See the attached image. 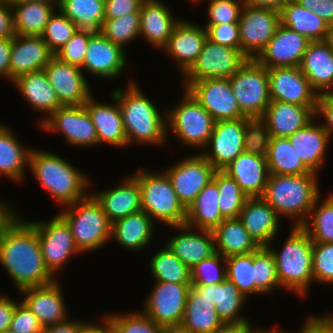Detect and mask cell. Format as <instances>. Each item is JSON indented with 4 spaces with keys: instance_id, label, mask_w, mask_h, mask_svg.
<instances>
[{
    "instance_id": "cell-1",
    "label": "cell",
    "mask_w": 333,
    "mask_h": 333,
    "mask_svg": "<svg viewBox=\"0 0 333 333\" xmlns=\"http://www.w3.org/2000/svg\"><path fill=\"white\" fill-rule=\"evenodd\" d=\"M17 213L0 228V264L19 292L51 284L56 278L44 265L36 228Z\"/></svg>"
},
{
    "instance_id": "cell-2",
    "label": "cell",
    "mask_w": 333,
    "mask_h": 333,
    "mask_svg": "<svg viewBox=\"0 0 333 333\" xmlns=\"http://www.w3.org/2000/svg\"><path fill=\"white\" fill-rule=\"evenodd\" d=\"M137 84L130 80L124 91L118 87L111 92L119 104L127 144H167L166 115L160 113Z\"/></svg>"
},
{
    "instance_id": "cell-3",
    "label": "cell",
    "mask_w": 333,
    "mask_h": 333,
    "mask_svg": "<svg viewBox=\"0 0 333 333\" xmlns=\"http://www.w3.org/2000/svg\"><path fill=\"white\" fill-rule=\"evenodd\" d=\"M28 167L41 187L63 207L88 196L90 178L57 153L32 147Z\"/></svg>"
},
{
    "instance_id": "cell-4",
    "label": "cell",
    "mask_w": 333,
    "mask_h": 333,
    "mask_svg": "<svg viewBox=\"0 0 333 333\" xmlns=\"http://www.w3.org/2000/svg\"><path fill=\"white\" fill-rule=\"evenodd\" d=\"M314 172L301 175L270 174L261 196L281 218L293 219L301 226L308 218L316 199L321 195L318 176Z\"/></svg>"
},
{
    "instance_id": "cell-5",
    "label": "cell",
    "mask_w": 333,
    "mask_h": 333,
    "mask_svg": "<svg viewBox=\"0 0 333 333\" xmlns=\"http://www.w3.org/2000/svg\"><path fill=\"white\" fill-rule=\"evenodd\" d=\"M284 242L281 251L267 246L275 258L279 285L304 298L313 281V242L301 226H293Z\"/></svg>"
},
{
    "instance_id": "cell-6",
    "label": "cell",
    "mask_w": 333,
    "mask_h": 333,
    "mask_svg": "<svg viewBox=\"0 0 333 333\" xmlns=\"http://www.w3.org/2000/svg\"><path fill=\"white\" fill-rule=\"evenodd\" d=\"M58 214L69 225L75 244L82 253L103 248L111 240L112 224L91 194L63 207Z\"/></svg>"
},
{
    "instance_id": "cell-7",
    "label": "cell",
    "mask_w": 333,
    "mask_h": 333,
    "mask_svg": "<svg viewBox=\"0 0 333 333\" xmlns=\"http://www.w3.org/2000/svg\"><path fill=\"white\" fill-rule=\"evenodd\" d=\"M141 190L142 210L155 222L165 225H185L187 209L178 199L171 181L163 171L160 173L138 170L133 175Z\"/></svg>"
},
{
    "instance_id": "cell-8",
    "label": "cell",
    "mask_w": 333,
    "mask_h": 333,
    "mask_svg": "<svg viewBox=\"0 0 333 333\" xmlns=\"http://www.w3.org/2000/svg\"><path fill=\"white\" fill-rule=\"evenodd\" d=\"M176 105L166 111L167 137L172 130L184 146L204 150L213 131L214 119L186 89Z\"/></svg>"
},
{
    "instance_id": "cell-9",
    "label": "cell",
    "mask_w": 333,
    "mask_h": 333,
    "mask_svg": "<svg viewBox=\"0 0 333 333\" xmlns=\"http://www.w3.org/2000/svg\"><path fill=\"white\" fill-rule=\"evenodd\" d=\"M229 81L241 113L250 119L261 118L271 102L268 69L248 59Z\"/></svg>"
},
{
    "instance_id": "cell-10",
    "label": "cell",
    "mask_w": 333,
    "mask_h": 333,
    "mask_svg": "<svg viewBox=\"0 0 333 333\" xmlns=\"http://www.w3.org/2000/svg\"><path fill=\"white\" fill-rule=\"evenodd\" d=\"M247 60L239 49L206 39L197 61L183 75V87L187 90L194 82L205 79L230 78Z\"/></svg>"
},
{
    "instance_id": "cell-11",
    "label": "cell",
    "mask_w": 333,
    "mask_h": 333,
    "mask_svg": "<svg viewBox=\"0 0 333 333\" xmlns=\"http://www.w3.org/2000/svg\"><path fill=\"white\" fill-rule=\"evenodd\" d=\"M29 222L37 230L44 265L55 278L56 273L71 257L81 253L70 227L59 214L46 221Z\"/></svg>"
},
{
    "instance_id": "cell-12",
    "label": "cell",
    "mask_w": 333,
    "mask_h": 333,
    "mask_svg": "<svg viewBox=\"0 0 333 333\" xmlns=\"http://www.w3.org/2000/svg\"><path fill=\"white\" fill-rule=\"evenodd\" d=\"M190 286L191 283L155 281L142 311L160 326L180 327Z\"/></svg>"
},
{
    "instance_id": "cell-13",
    "label": "cell",
    "mask_w": 333,
    "mask_h": 333,
    "mask_svg": "<svg viewBox=\"0 0 333 333\" xmlns=\"http://www.w3.org/2000/svg\"><path fill=\"white\" fill-rule=\"evenodd\" d=\"M40 119L41 129L61 132L68 144L76 147L98 145L95 126L84 105L61 106L48 117Z\"/></svg>"
},
{
    "instance_id": "cell-14",
    "label": "cell",
    "mask_w": 333,
    "mask_h": 333,
    "mask_svg": "<svg viewBox=\"0 0 333 333\" xmlns=\"http://www.w3.org/2000/svg\"><path fill=\"white\" fill-rule=\"evenodd\" d=\"M280 24V11L244 4L238 22L241 52L255 59L265 48Z\"/></svg>"
},
{
    "instance_id": "cell-15",
    "label": "cell",
    "mask_w": 333,
    "mask_h": 333,
    "mask_svg": "<svg viewBox=\"0 0 333 333\" xmlns=\"http://www.w3.org/2000/svg\"><path fill=\"white\" fill-rule=\"evenodd\" d=\"M216 169L199 152L164 170L183 206L188 209L213 179Z\"/></svg>"
},
{
    "instance_id": "cell-16",
    "label": "cell",
    "mask_w": 333,
    "mask_h": 333,
    "mask_svg": "<svg viewBox=\"0 0 333 333\" xmlns=\"http://www.w3.org/2000/svg\"><path fill=\"white\" fill-rule=\"evenodd\" d=\"M249 119L243 117L214 123L212 134L205 147L206 150H202L205 152L199 151V153H202L216 170H223L244 152L245 125Z\"/></svg>"
},
{
    "instance_id": "cell-17",
    "label": "cell",
    "mask_w": 333,
    "mask_h": 333,
    "mask_svg": "<svg viewBox=\"0 0 333 333\" xmlns=\"http://www.w3.org/2000/svg\"><path fill=\"white\" fill-rule=\"evenodd\" d=\"M187 90L207 110L215 122L245 117L234 96L229 78L196 81Z\"/></svg>"
},
{
    "instance_id": "cell-18",
    "label": "cell",
    "mask_w": 333,
    "mask_h": 333,
    "mask_svg": "<svg viewBox=\"0 0 333 333\" xmlns=\"http://www.w3.org/2000/svg\"><path fill=\"white\" fill-rule=\"evenodd\" d=\"M44 71L63 106L84 105L93 94L82 69L63 62L56 56Z\"/></svg>"
},
{
    "instance_id": "cell-19",
    "label": "cell",
    "mask_w": 333,
    "mask_h": 333,
    "mask_svg": "<svg viewBox=\"0 0 333 333\" xmlns=\"http://www.w3.org/2000/svg\"><path fill=\"white\" fill-rule=\"evenodd\" d=\"M310 41L296 31L279 24L274 36L255 60L266 67H300Z\"/></svg>"
},
{
    "instance_id": "cell-20",
    "label": "cell",
    "mask_w": 333,
    "mask_h": 333,
    "mask_svg": "<svg viewBox=\"0 0 333 333\" xmlns=\"http://www.w3.org/2000/svg\"><path fill=\"white\" fill-rule=\"evenodd\" d=\"M268 77L271 100L317 106L318 94L312 89L300 67L270 68Z\"/></svg>"
},
{
    "instance_id": "cell-21",
    "label": "cell",
    "mask_w": 333,
    "mask_h": 333,
    "mask_svg": "<svg viewBox=\"0 0 333 333\" xmlns=\"http://www.w3.org/2000/svg\"><path fill=\"white\" fill-rule=\"evenodd\" d=\"M126 51L113 44L100 31L89 38L82 71L98 78L115 79L127 65Z\"/></svg>"
},
{
    "instance_id": "cell-22",
    "label": "cell",
    "mask_w": 333,
    "mask_h": 333,
    "mask_svg": "<svg viewBox=\"0 0 333 333\" xmlns=\"http://www.w3.org/2000/svg\"><path fill=\"white\" fill-rule=\"evenodd\" d=\"M207 39L205 27L181 19L174 27L171 37L162 49L175 60L183 76L197 61Z\"/></svg>"
},
{
    "instance_id": "cell-23",
    "label": "cell",
    "mask_w": 333,
    "mask_h": 333,
    "mask_svg": "<svg viewBox=\"0 0 333 333\" xmlns=\"http://www.w3.org/2000/svg\"><path fill=\"white\" fill-rule=\"evenodd\" d=\"M60 284L55 280L45 286L19 291L24 295L21 301L38 318L43 327L61 323L69 318Z\"/></svg>"
},
{
    "instance_id": "cell-24",
    "label": "cell",
    "mask_w": 333,
    "mask_h": 333,
    "mask_svg": "<svg viewBox=\"0 0 333 333\" xmlns=\"http://www.w3.org/2000/svg\"><path fill=\"white\" fill-rule=\"evenodd\" d=\"M54 56L42 36L16 34L10 54V82L23 74L44 70Z\"/></svg>"
},
{
    "instance_id": "cell-25",
    "label": "cell",
    "mask_w": 333,
    "mask_h": 333,
    "mask_svg": "<svg viewBox=\"0 0 333 333\" xmlns=\"http://www.w3.org/2000/svg\"><path fill=\"white\" fill-rule=\"evenodd\" d=\"M316 109L317 106H301L271 100L260 119L265 123L272 138H288L316 117Z\"/></svg>"
},
{
    "instance_id": "cell-26",
    "label": "cell",
    "mask_w": 333,
    "mask_h": 333,
    "mask_svg": "<svg viewBox=\"0 0 333 333\" xmlns=\"http://www.w3.org/2000/svg\"><path fill=\"white\" fill-rule=\"evenodd\" d=\"M178 229L176 236L166 241L170 250L189 268L216 253L213 232L187 225L171 226Z\"/></svg>"
},
{
    "instance_id": "cell-27",
    "label": "cell",
    "mask_w": 333,
    "mask_h": 333,
    "mask_svg": "<svg viewBox=\"0 0 333 333\" xmlns=\"http://www.w3.org/2000/svg\"><path fill=\"white\" fill-rule=\"evenodd\" d=\"M90 194L101 205L111 224L142 210L141 190L133 174L125 177L118 187Z\"/></svg>"
},
{
    "instance_id": "cell-28",
    "label": "cell",
    "mask_w": 333,
    "mask_h": 333,
    "mask_svg": "<svg viewBox=\"0 0 333 333\" xmlns=\"http://www.w3.org/2000/svg\"><path fill=\"white\" fill-rule=\"evenodd\" d=\"M238 218L259 246L271 245L282 222L276 211L262 197L248 198Z\"/></svg>"
},
{
    "instance_id": "cell-29",
    "label": "cell",
    "mask_w": 333,
    "mask_h": 333,
    "mask_svg": "<svg viewBox=\"0 0 333 333\" xmlns=\"http://www.w3.org/2000/svg\"><path fill=\"white\" fill-rule=\"evenodd\" d=\"M300 69L318 95L333 93V52L326 40L310 41Z\"/></svg>"
},
{
    "instance_id": "cell-30",
    "label": "cell",
    "mask_w": 333,
    "mask_h": 333,
    "mask_svg": "<svg viewBox=\"0 0 333 333\" xmlns=\"http://www.w3.org/2000/svg\"><path fill=\"white\" fill-rule=\"evenodd\" d=\"M114 104L98 102L93 95L84 103L96 129L98 145L126 147L127 139L118 101L112 94Z\"/></svg>"
},
{
    "instance_id": "cell-31",
    "label": "cell",
    "mask_w": 333,
    "mask_h": 333,
    "mask_svg": "<svg viewBox=\"0 0 333 333\" xmlns=\"http://www.w3.org/2000/svg\"><path fill=\"white\" fill-rule=\"evenodd\" d=\"M222 171L236 181L248 198L263 195L270 175L266 157L245 152Z\"/></svg>"
},
{
    "instance_id": "cell-32",
    "label": "cell",
    "mask_w": 333,
    "mask_h": 333,
    "mask_svg": "<svg viewBox=\"0 0 333 333\" xmlns=\"http://www.w3.org/2000/svg\"><path fill=\"white\" fill-rule=\"evenodd\" d=\"M175 19L162 1L144 0L140 8V36L156 49H163L172 35Z\"/></svg>"
},
{
    "instance_id": "cell-33",
    "label": "cell",
    "mask_w": 333,
    "mask_h": 333,
    "mask_svg": "<svg viewBox=\"0 0 333 333\" xmlns=\"http://www.w3.org/2000/svg\"><path fill=\"white\" fill-rule=\"evenodd\" d=\"M315 119L316 117L288 138L304 165L318 174L325 162L330 136Z\"/></svg>"
},
{
    "instance_id": "cell-34",
    "label": "cell",
    "mask_w": 333,
    "mask_h": 333,
    "mask_svg": "<svg viewBox=\"0 0 333 333\" xmlns=\"http://www.w3.org/2000/svg\"><path fill=\"white\" fill-rule=\"evenodd\" d=\"M192 286L215 305L216 312L224 324L249 322L248 318L240 314L247 298L227 278L220 284Z\"/></svg>"
},
{
    "instance_id": "cell-35",
    "label": "cell",
    "mask_w": 333,
    "mask_h": 333,
    "mask_svg": "<svg viewBox=\"0 0 333 333\" xmlns=\"http://www.w3.org/2000/svg\"><path fill=\"white\" fill-rule=\"evenodd\" d=\"M155 223L143 210L117 220L111 227V239L127 250L146 248L154 236Z\"/></svg>"
},
{
    "instance_id": "cell-36",
    "label": "cell",
    "mask_w": 333,
    "mask_h": 333,
    "mask_svg": "<svg viewBox=\"0 0 333 333\" xmlns=\"http://www.w3.org/2000/svg\"><path fill=\"white\" fill-rule=\"evenodd\" d=\"M12 84L16 86L22 97L29 103L30 108L45 112L46 117L63 106L50 85L44 70L18 76Z\"/></svg>"
},
{
    "instance_id": "cell-37",
    "label": "cell",
    "mask_w": 333,
    "mask_h": 333,
    "mask_svg": "<svg viewBox=\"0 0 333 333\" xmlns=\"http://www.w3.org/2000/svg\"><path fill=\"white\" fill-rule=\"evenodd\" d=\"M223 325L215 305L191 285L180 328L188 333H213Z\"/></svg>"
},
{
    "instance_id": "cell-38",
    "label": "cell",
    "mask_w": 333,
    "mask_h": 333,
    "mask_svg": "<svg viewBox=\"0 0 333 333\" xmlns=\"http://www.w3.org/2000/svg\"><path fill=\"white\" fill-rule=\"evenodd\" d=\"M212 232L216 252L225 258L252 253L260 247L239 218H225Z\"/></svg>"
},
{
    "instance_id": "cell-39",
    "label": "cell",
    "mask_w": 333,
    "mask_h": 333,
    "mask_svg": "<svg viewBox=\"0 0 333 333\" xmlns=\"http://www.w3.org/2000/svg\"><path fill=\"white\" fill-rule=\"evenodd\" d=\"M14 132L0 122V175L19 182L25 178L31 147L22 146Z\"/></svg>"
},
{
    "instance_id": "cell-40",
    "label": "cell",
    "mask_w": 333,
    "mask_h": 333,
    "mask_svg": "<svg viewBox=\"0 0 333 333\" xmlns=\"http://www.w3.org/2000/svg\"><path fill=\"white\" fill-rule=\"evenodd\" d=\"M219 198L217 184L212 180L187 209L185 225L213 231L225 219L219 209Z\"/></svg>"
},
{
    "instance_id": "cell-41",
    "label": "cell",
    "mask_w": 333,
    "mask_h": 333,
    "mask_svg": "<svg viewBox=\"0 0 333 333\" xmlns=\"http://www.w3.org/2000/svg\"><path fill=\"white\" fill-rule=\"evenodd\" d=\"M280 24L298 32L309 41L326 40L330 26L311 10H306L294 0L280 10Z\"/></svg>"
},
{
    "instance_id": "cell-42",
    "label": "cell",
    "mask_w": 333,
    "mask_h": 333,
    "mask_svg": "<svg viewBox=\"0 0 333 333\" xmlns=\"http://www.w3.org/2000/svg\"><path fill=\"white\" fill-rule=\"evenodd\" d=\"M14 31L17 35H36L44 33L46 24L58 8L45 2H11Z\"/></svg>"
},
{
    "instance_id": "cell-43",
    "label": "cell",
    "mask_w": 333,
    "mask_h": 333,
    "mask_svg": "<svg viewBox=\"0 0 333 333\" xmlns=\"http://www.w3.org/2000/svg\"><path fill=\"white\" fill-rule=\"evenodd\" d=\"M266 158L269 174L301 175L311 173L287 137H271Z\"/></svg>"
},
{
    "instance_id": "cell-44",
    "label": "cell",
    "mask_w": 333,
    "mask_h": 333,
    "mask_svg": "<svg viewBox=\"0 0 333 333\" xmlns=\"http://www.w3.org/2000/svg\"><path fill=\"white\" fill-rule=\"evenodd\" d=\"M105 0H61L58 9L79 29L100 31L105 21Z\"/></svg>"
},
{
    "instance_id": "cell-45",
    "label": "cell",
    "mask_w": 333,
    "mask_h": 333,
    "mask_svg": "<svg viewBox=\"0 0 333 333\" xmlns=\"http://www.w3.org/2000/svg\"><path fill=\"white\" fill-rule=\"evenodd\" d=\"M155 281L191 283V270L164 244L149 263Z\"/></svg>"
},
{
    "instance_id": "cell-46",
    "label": "cell",
    "mask_w": 333,
    "mask_h": 333,
    "mask_svg": "<svg viewBox=\"0 0 333 333\" xmlns=\"http://www.w3.org/2000/svg\"><path fill=\"white\" fill-rule=\"evenodd\" d=\"M320 199L321 195L316 199L307 220L301 227L312 242H333V193H330L321 204H319Z\"/></svg>"
},
{
    "instance_id": "cell-47",
    "label": "cell",
    "mask_w": 333,
    "mask_h": 333,
    "mask_svg": "<svg viewBox=\"0 0 333 333\" xmlns=\"http://www.w3.org/2000/svg\"><path fill=\"white\" fill-rule=\"evenodd\" d=\"M219 192V209L225 218H238L248 199L236 181L222 170H216L213 179Z\"/></svg>"
},
{
    "instance_id": "cell-48",
    "label": "cell",
    "mask_w": 333,
    "mask_h": 333,
    "mask_svg": "<svg viewBox=\"0 0 333 333\" xmlns=\"http://www.w3.org/2000/svg\"><path fill=\"white\" fill-rule=\"evenodd\" d=\"M253 267H255V293L268 295L273 293L276 287H280L275 258L267 246H260L253 252Z\"/></svg>"
},
{
    "instance_id": "cell-49",
    "label": "cell",
    "mask_w": 333,
    "mask_h": 333,
    "mask_svg": "<svg viewBox=\"0 0 333 333\" xmlns=\"http://www.w3.org/2000/svg\"><path fill=\"white\" fill-rule=\"evenodd\" d=\"M100 32L113 44L126 51L125 45L140 36V13H129L119 18L105 20Z\"/></svg>"
},
{
    "instance_id": "cell-50",
    "label": "cell",
    "mask_w": 333,
    "mask_h": 333,
    "mask_svg": "<svg viewBox=\"0 0 333 333\" xmlns=\"http://www.w3.org/2000/svg\"><path fill=\"white\" fill-rule=\"evenodd\" d=\"M226 275L246 298L255 293L253 252L226 258Z\"/></svg>"
},
{
    "instance_id": "cell-51",
    "label": "cell",
    "mask_w": 333,
    "mask_h": 333,
    "mask_svg": "<svg viewBox=\"0 0 333 333\" xmlns=\"http://www.w3.org/2000/svg\"><path fill=\"white\" fill-rule=\"evenodd\" d=\"M112 333H164L165 327L156 324L143 311L128 314H105Z\"/></svg>"
},
{
    "instance_id": "cell-52",
    "label": "cell",
    "mask_w": 333,
    "mask_h": 333,
    "mask_svg": "<svg viewBox=\"0 0 333 333\" xmlns=\"http://www.w3.org/2000/svg\"><path fill=\"white\" fill-rule=\"evenodd\" d=\"M57 11L50 17L44 33L41 35L54 54H56L79 29L59 9Z\"/></svg>"
},
{
    "instance_id": "cell-53",
    "label": "cell",
    "mask_w": 333,
    "mask_h": 333,
    "mask_svg": "<svg viewBox=\"0 0 333 333\" xmlns=\"http://www.w3.org/2000/svg\"><path fill=\"white\" fill-rule=\"evenodd\" d=\"M190 270L191 285L220 284L227 278L226 258L216 252Z\"/></svg>"
},
{
    "instance_id": "cell-54",
    "label": "cell",
    "mask_w": 333,
    "mask_h": 333,
    "mask_svg": "<svg viewBox=\"0 0 333 333\" xmlns=\"http://www.w3.org/2000/svg\"><path fill=\"white\" fill-rule=\"evenodd\" d=\"M271 136L260 118L249 119L245 125L244 152L267 157Z\"/></svg>"
},
{
    "instance_id": "cell-55",
    "label": "cell",
    "mask_w": 333,
    "mask_h": 333,
    "mask_svg": "<svg viewBox=\"0 0 333 333\" xmlns=\"http://www.w3.org/2000/svg\"><path fill=\"white\" fill-rule=\"evenodd\" d=\"M313 282L333 284V242H313Z\"/></svg>"
},
{
    "instance_id": "cell-56",
    "label": "cell",
    "mask_w": 333,
    "mask_h": 333,
    "mask_svg": "<svg viewBox=\"0 0 333 333\" xmlns=\"http://www.w3.org/2000/svg\"><path fill=\"white\" fill-rule=\"evenodd\" d=\"M94 32L89 29H78L55 56L63 62L82 69L89 38Z\"/></svg>"
},
{
    "instance_id": "cell-57",
    "label": "cell",
    "mask_w": 333,
    "mask_h": 333,
    "mask_svg": "<svg viewBox=\"0 0 333 333\" xmlns=\"http://www.w3.org/2000/svg\"><path fill=\"white\" fill-rule=\"evenodd\" d=\"M245 0H210L207 24L238 23Z\"/></svg>"
},
{
    "instance_id": "cell-58",
    "label": "cell",
    "mask_w": 333,
    "mask_h": 333,
    "mask_svg": "<svg viewBox=\"0 0 333 333\" xmlns=\"http://www.w3.org/2000/svg\"><path fill=\"white\" fill-rule=\"evenodd\" d=\"M207 39L216 44L229 46L241 51L238 23L205 24Z\"/></svg>"
},
{
    "instance_id": "cell-59",
    "label": "cell",
    "mask_w": 333,
    "mask_h": 333,
    "mask_svg": "<svg viewBox=\"0 0 333 333\" xmlns=\"http://www.w3.org/2000/svg\"><path fill=\"white\" fill-rule=\"evenodd\" d=\"M38 318L21 301L16 304L9 331L11 333H42Z\"/></svg>"
},
{
    "instance_id": "cell-60",
    "label": "cell",
    "mask_w": 333,
    "mask_h": 333,
    "mask_svg": "<svg viewBox=\"0 0 333 333\" xmlns=\"http://www.w3.org/2000/svg\"><path fill=\"white\" fill-rule=\"evenodd\" d=\"M144 0H105V20L115 19L129 13H140Z\"/></svg>"
},
{
    "instance_id": "cell-61",
    "label": "cell",
    "mask_w": 333,
    "mask_h": 333,
    "mask_svg": "<svg viewBox=\"0 0 333 333\" xmlns=\"http://www.w3.org/2000/svg\"><path fill=\"white\" fill-rule=\"evenodd\" d=\"M297 333H333V315L309 316Z\"/></svg>"
},
{
    "instance_id": "cell-62",
    "label": "cell",
    "mask_w": 333,
    "mask_h": 333,
    "mask_svg": "<svg viewBox=\"0 0 333 333\" xmlns=\"http://www.w3.org/2000/svg\"><path fill=\"white\" fill-rule=\"evenodd\" d=\"M306 10H311L330 27L333 26V0H294Z\"/></svg>"
},
{
    "instance_id": "cell-63",
    "label": "cell",
    "mask_w": 333,
    "mask_h": 333,
    "mask_svg": "<svg viewBox=\"0 0 333 333\" xmlns=\"http://www.w3.org/2000/svg\"><path fill=\"white\" fill-rule=\"evenodd\" d=\"M315 115L316 118L323 116L326 122L321 124L331 138L333 134V93L318 95Z\"/></svg>"
},
{
    "instance_id": "cell-64",
    "label": "cell",
    "mask_w": 333,
    "mask_h": 333,
    "mask_svg": "<svg viewBox=\"0 0 333 333\" xmlns=\"http://www.w3.org/2000/svg\"><path fill=\"white\" fill-rule=\"evenodd\" d=\"M15 35L11 0H0V38H14Z\"/></svg>"
},
{
    "instance_id": "cell-65",
    "label": "cell",
    "mask_w": 333,
    "mask_h": 333,
    "mask_svg": "<svg viewBox=\"0 0 333 333\" xmlns=\"http://www.w3.org/2000/svg\"><path fill=\"white\" fill-rule=\"evenodd\" d=\"M16 304L8 295H0V333L9 331Z\"/></svg>"
},
{
    "instance_id": "cell-66",
    "label": "cell",
    "mask_w": 333,
    "mask_h": 333,
    "mask_svg": "<svg viewBox=\"0 0 333 333\" xmlns=\"http://www.w3.org/2000/svg\"><path fill=\"white\" fill-rule=\"evenodd\" d=\"M13 38H0V77L10 81V54Z\"/></svg>"
},
{
    "instance_id": "cell-67",
    "label": "cell",
    "mask_w": 333,
    "mask_h": 333,
    "mask_svg": "<svg viewBox=\"0 0 333 333\" xmlns=\"http://www.w3.org/2000/svg\"><path fill=\"white\" fill-rule=\"evenodd\" d=\"M69 320L43 328L42 333H78L79 328L85 323L84 320Z\"/></svg>"
},
{
    "instance_id": "cell-68",
    "label": "cell",
    "mask_w": 333,
    "mask_h": 333,
    "mask_svg": "<svg viewBox=\"0 0 333 333\" xmlns=\"http://www.w3.org/2000/svg\"><path fill=\"white\" fill-rule=\"evenodd\" d=\"M258 327H254L251 322H242L239 324H224L213 333H255Z\"/></svg>"
},
{
    "instance_id": "cell-69",
    "label": "cell",
    "mask_w": 333,
    "mask_h": 333,
    "mask_svg": "<svg viewBox=\"0 0 333 333\" xmlns=\"http://www.w3.org/2000/svg\"><path fill=\"white\" fill-rule=\"evenodd\" d=\"M102 322L98 325L97 323H87L85 322L78 330V333H112L110 323L107 319V317L104 315L102 317Z\"/></svg>"
},
{
    "instance_id": "cell-70",
    "label": "cell",
    "mask_w": 333,
    "mask_h": 333,
    "mask_svg": "<svg viewBox=\"0 0 333 333\" xmlns=\"http://www.w3.org/2000/svg\"><path fill=\"white\" fill-rule=\"evenodd\" d=\"M289 1L292 0H245V4L280 11Z\"/></svg>"
},
{
    "instance_id": "cell-71",
    "label": "cell",
    "mask_w": 333,
    "mask_h": 333,
    "mask_svg": "<svg viewBox=\"0 0 333 333\" xmlns=\"http://www.w3.org/2000/svg\"><path fill=\"white\" fill-rule=\"evenodd\" d=\"M14 212L15 210L10 204H7V202L4 201L2 202V199L0 200V228Z\"/></svg>"
},
{
    "instance_id": "cell-72",
    "label": "cell",
    "mask_w": 333,
    "mask_h": 333,
    "mask_svg": "<svg viewBox=\"0 0 333 333\" xmlns=\"http://www.w3.org/2000/svg\"><path fill=\"white\" fill-rule=\"evenodd\" d=\"M11 2H25V3L45 2V3H50L52 5H55L58 8L61 3V0H11Z\"/></svg>"
},
{
    "instance_id": "cell-73",
    "label": "cell",
    "mask_w": 333,
    "mask_h": 333,
    "mask_svg": "<svg viewBox=\"0 0 333 333\" xmlns=\"http://www.w3.org/2000/svg\"><path fill=\"white\" fill-rule=\"evenodd\" d=\"M255 333H290V332H288L286 330L283 331V329L282 330L281 329H279V330L278 329H275V330L273 329L272 330L270 328L269 329H267V328L263 329L262 327L261 328L259 327Z\"/></svg>"
},
{
    "instance_id": "cell-74",
    "label": "cell",
    "mask_w": 333,
    "mask_h": 333,
    "mask_svg": "<svg viewBox=\"0 0 333 333\" xmlns=\"http://www.w3.org/2000/svg\"><path fill=\"white\" fill-rule=\"evenodd\" d=\"M326 41L330 45V48L332 49V52H333V26L329 28V32L327 34Z\"/></svg>"
},
{
    "instance_id": "cell-75",
    "label": "cell",
    "mask_w": 333,
    "mask_h": 333,
    "mask_svg": "<svg viewBox=\"0 0 333 333\" xmlns=\"http://www.w3.org/2000/svg\"><path fill=\"white\" fill-rule=\"evenodd\" d=\"M164 333H188L182 330L180 327L165 328Z\"/></svg>"
},
{
    "instance_id": "cell-76",
    "label": "cell",
    "mask_w": 333,
    "mask_h": 333,
    "mask_svg": "<svg viewBox=\"0 0 333 333\" xmlns=\"http://www.w3.org/2000/svg\"><path fill=\"white\" fill-rule=\"evenodd\" d=\"M200 1H202V0H190V2H193V4H194V2L196 4V3H199Z\"/></svg>"
}]
</instances>
